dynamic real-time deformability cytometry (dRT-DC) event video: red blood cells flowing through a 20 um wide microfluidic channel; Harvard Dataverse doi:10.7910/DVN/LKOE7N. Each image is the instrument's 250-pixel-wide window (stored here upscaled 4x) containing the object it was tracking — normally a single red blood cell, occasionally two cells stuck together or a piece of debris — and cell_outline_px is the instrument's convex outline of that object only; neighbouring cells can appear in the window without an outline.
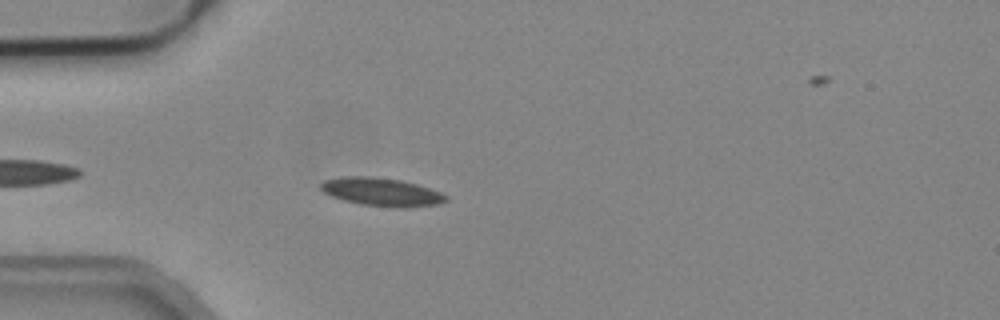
{"species": "common noctule bat (a hibernating species)", "species_latin": "Nyctalus noctula", "temperature_condition": "cold", "stored_images_in_passage": 14, "camera_frame_rate_fps": 3000, "um_per_image_px": 0.085, "animal": {"sex": "male", "body_mass_g": 19.2, "forearm_length_mm": 51.8}, "frame": {"image": 1, "passage_image": 1, "time_ms": 0.0, "image_size_px": [1000, 320], "cell_outline_px": [[448, 200], [440, 204], [360, 204], [344, 200], [332, 196], [324, 192], [320, 188], [320, 184], [324, 180], [344, 176], [368, 176], [400, 180], [416, 184], [440, 192], [448, 196]], "centroid_in_image_um": [32.34, 16.25], "position_along_channel_um": 52.7, "area_um2": 19.31}}